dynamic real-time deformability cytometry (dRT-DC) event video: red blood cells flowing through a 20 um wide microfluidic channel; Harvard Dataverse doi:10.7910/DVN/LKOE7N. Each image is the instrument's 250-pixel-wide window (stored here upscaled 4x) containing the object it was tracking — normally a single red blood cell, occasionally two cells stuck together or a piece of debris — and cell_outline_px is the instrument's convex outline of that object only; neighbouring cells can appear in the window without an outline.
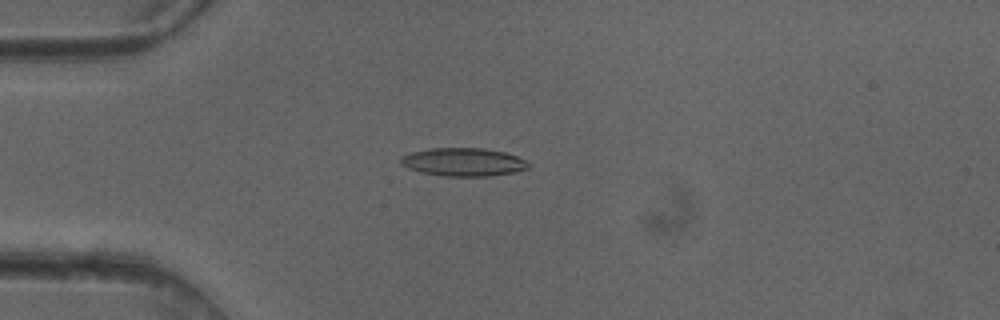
{"species": "common noctule bat (a hibernating species)", "species_latin": "Nyctalus noctula", "temperature_condition": "cold", "stored_images_in_passage": 50, "camera_frame_rate_fps": 3000, "um_per_image_px": 0.085, "animal": {"sex": "female"}, "frame": {"image": 1, "passage_image": 13, "time_ms": 4.0, "image_size_px": [1000, 320], "cell_outline_px": [[532, 164], [528, 168], [512, 172], [488, 176], [440, 176], [420, 172], [408, 168], [400, 164], [400, 160], [404, 156], [412, 152], [428, 148], [484, 148], [504, 152], [516, 156]], "centroid_in_image_um": [39.37, 13.77], "position_along_channel_um": 45.6, "area_um2": 20.92}}
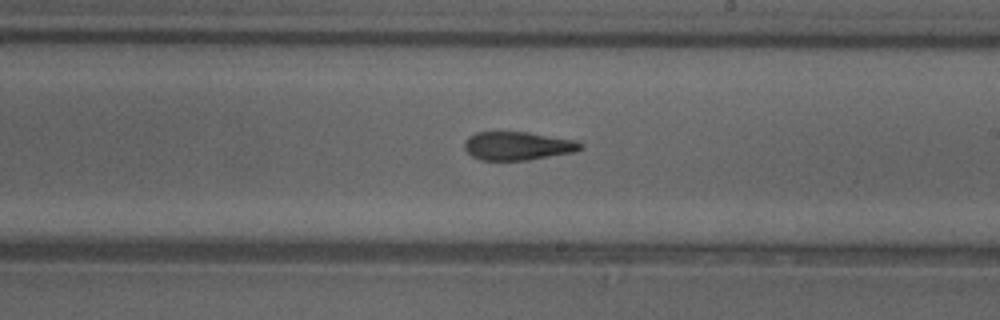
{"frame": {"image": 2, "passage_image": 29, "time_ms": 9.333, "image_size_px": [1000, 320], "cell_outline_px": [[584, 148], [576, 152], [528, 160], [480, 160], [472, 156], [464, 148], [464, 140], [468, 136], [476, 132], [528, 132], [580, 140], [584, 144]], "centroid_in_image_um": [44.07, 12.39], "position_along_channel_um": 244.9, "area_um2": 19.65}}
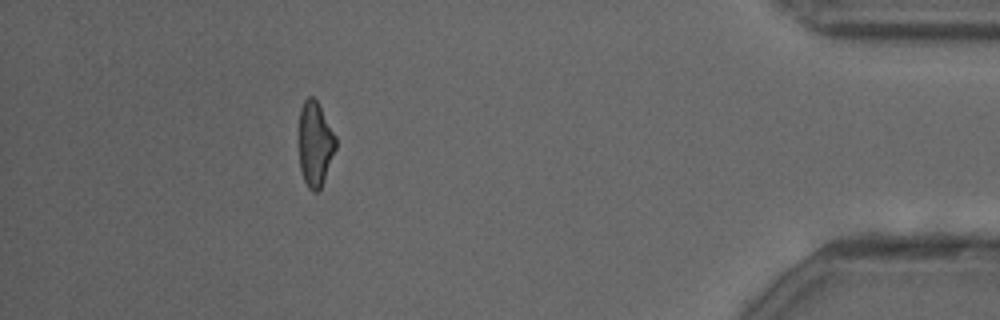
{"frame": {"image": 3, "passage_image": 45, "time_ms": 14.667, "image_size_px": [1000, 320], "cell_outline_px": [[336, 148], [324, 180], [320, 188], [316, 192], [312, 192], [308, 188], [304, 180], [300, 168], [300, 108], [304, 100], [308, 96], [312, 96], [316, 100], [336, 136]], "centroid_in_image_um": [26.79, 12.24], "position_along_channel_um": 408.4, "area_um2": 17.92}, "authors_computed_cell_mechanics": {"area_um2": 19.8543, "velocity_mm_per_s": 4.0914, "shape_relaxation_time_tau1_ms": null, "shape_relaxation_time_tau2_ms": 2.777, "deformation_change_tau1": null, "deformation_change_tau2": 0.1245}}